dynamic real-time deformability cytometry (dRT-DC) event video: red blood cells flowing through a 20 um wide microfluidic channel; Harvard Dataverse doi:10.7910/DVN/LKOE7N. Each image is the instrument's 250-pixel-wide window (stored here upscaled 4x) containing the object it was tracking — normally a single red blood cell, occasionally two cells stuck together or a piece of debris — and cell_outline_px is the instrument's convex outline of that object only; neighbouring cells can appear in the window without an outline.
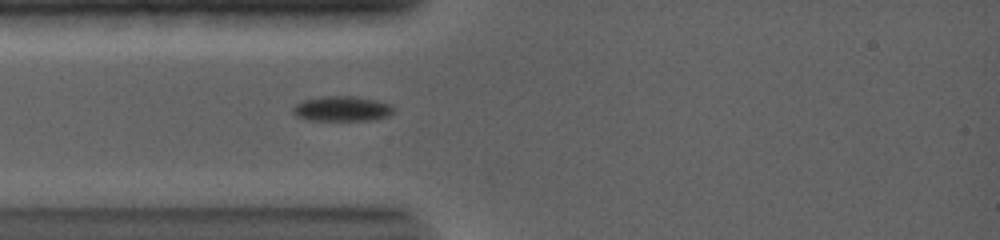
{"species": "common noctule bat (a hibernating species)", "species_latin": "Nyctalus noctula", "temperature_condition": "warm", "stored_images_in_passage": 26, "camera_frame_rate_fps": 5000, "um_per_image_px": 0.085, "animal": {"sex": "female", "body_mass_g": 19.0, "forearm_length_mm": 56.7}, "frame": {"image": 1, "passage_image": 5, "time_ms": 2.6, "image_size_px": [1000, 240], "cell_outline_px": [[392, 112], [388, 116], [376, 120], [312, 120], [296, 116], [296, 108], [300, 104], [312, 100], [364, 100], [388, 104], [392, 108]], "centroid_in_image_um": [29.17, 9.37], "position_along_channel_um": 55.8, "area_um2": 12.43}}
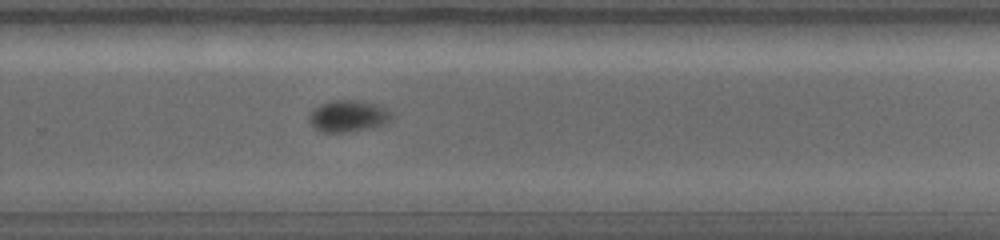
{"frame": {"image": 2, "passage_image": 15, "time_ms": 9.0, "image_size_px": [1000, 240], "cell_outline_px": [[388, 120], [384, 124], [344, 132], [324, 132], [316, 128], [312, 124], [308, 116], [316, 108], [332, 100], [356, 100], [372, 104], [388, 112]], "centroid_in_image_um": [29.51, 9.87], "position_along_channel_um": 300.3, "area_um2": 14.1}}
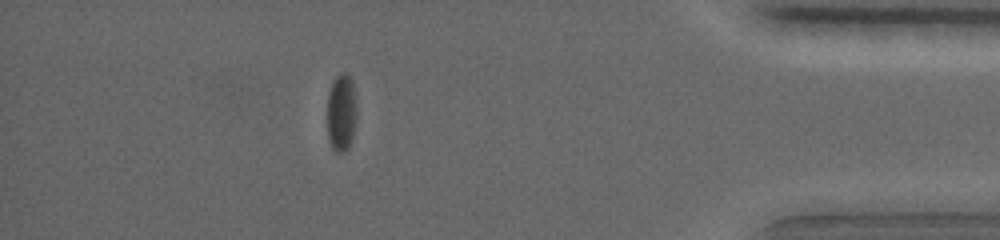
{"frame": {"image": 3, "passage_image": 21, "time_ms": 13.0, "image_size_px": [1000, 240], "cell_outline_px": [[356, 120], [352, 140], [348, 148], [340, 152], [336, 152], [332, 148], [328, 140], [328, 92], [332, 80], [340, 72], [348, 72], [352, 80], [356, 104]], "centroid_in_image_um": [29.02, 9.53], "position_along_channel_um": 406.2, "area_um2": 13.58}, "authors_computed_cell_mechanics": {"area_um2": 13.9587, "velocity_mm_per_s": 3.8178, "shape_relaxation_time_tau1_ms": 3.0024, "shape_relaxation_time_tau2_ms": null, "deformation_change_tau1": 0.1742, "deformation_change_tau2": null}}